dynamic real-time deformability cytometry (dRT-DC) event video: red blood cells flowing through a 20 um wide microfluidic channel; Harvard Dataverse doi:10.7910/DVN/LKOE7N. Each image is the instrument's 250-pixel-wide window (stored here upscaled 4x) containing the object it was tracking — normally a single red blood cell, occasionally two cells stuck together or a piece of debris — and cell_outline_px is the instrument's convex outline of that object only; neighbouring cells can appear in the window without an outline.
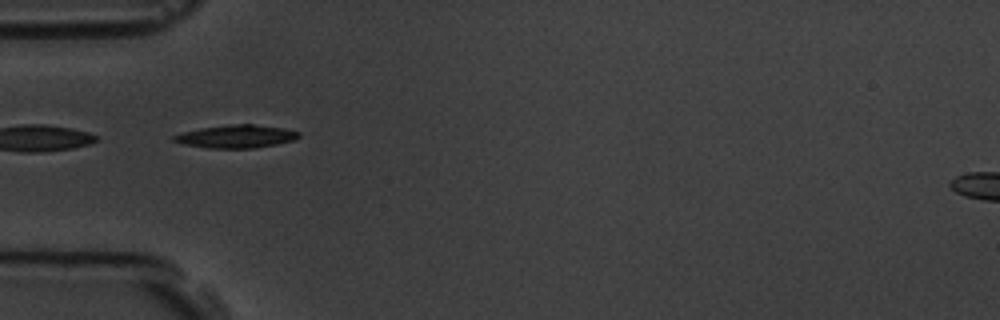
{"species": "common noctule bat (a hibernating species)", "species_latin": "Nyctalus noctula", "temperature_condition": "room temperature", "stored_images_in_passage": 4, "camera_frame_rate_fps": 3000, "um_per_image_px": 0.085, "animal": {"sex": "male", "body_mass_g": 19.5, "forearm_length_mm": 54.6}, "frame": {"image": 1, "passage_image": 1, "time_ms": 0.0, "image_size_px": [1000, 320], "cell_outline_px": [[300, 136], [296, 140], [276, 144], [252, 148], [208, 148], [184, 144], [172, 140], [172, 136], [184, 132], [200, 128], [228, 124], [252, 124], [284, 128], [300, 132]], "centroid_in_image_um": [20.1, 11.59], "position_along_channel_um": 64.9, "area_um2": 16.7}}
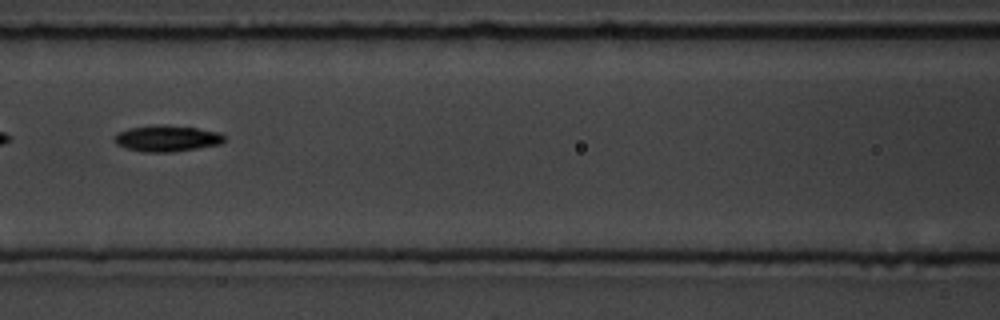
{"frame": {"image": 2, "passage_image": 3, "time_ms": 2.333, "image_size_px": [1000, 320], "cell_outline_px": [[224, 140], [220, 144], [172, 152], [144, 152], [128, 148], [116, 144], [112, 140], [112, 136], [116, 132], [128, 128], [160, 124], [164, 124], [196, 128], [220, 132], [224, 136]], "centroid_in_image_um": [14.12, 11.75], "position_along_channel_um": 152.5, "area_um2": 16.88}}
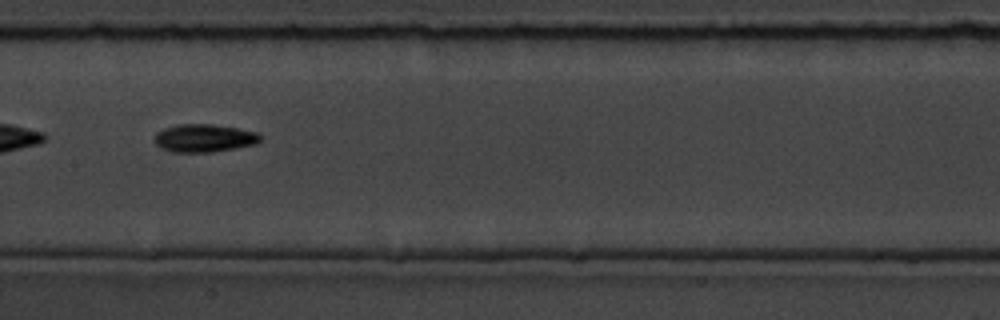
{"frame": {"image": 3, "passage_image": 4, "time_ms": 3.333, "image_size_px": [1000, 320], "cell_outline_px": [[260, 140], [256, 144], [236, 148], [212, 152], [172, 152], [160, 148], [152, 140], [156, 132], [164, 128], [176, 124], [212, 124], [260, 132]], "centroid_in_image_um": [17.32, 11.74], "position_along_channel_um": 190.1, "area_um2": 17.46}}